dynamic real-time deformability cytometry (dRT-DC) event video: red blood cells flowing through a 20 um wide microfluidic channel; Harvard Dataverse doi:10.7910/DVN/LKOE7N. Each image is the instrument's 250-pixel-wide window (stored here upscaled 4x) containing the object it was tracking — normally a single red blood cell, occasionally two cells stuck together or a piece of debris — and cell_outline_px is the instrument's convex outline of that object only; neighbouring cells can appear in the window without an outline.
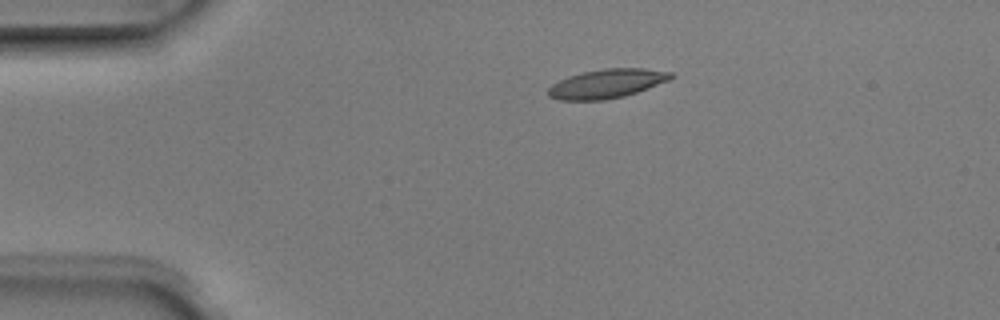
{"species": "Egyptian fruit bat (a non-hibernating species)", "species_latin": "Rousettus aegyptiacus", "temperature_condition": "room temperature", "stored_images_in_passage": 2, "camera_frame_rate_fps": 3000, "um_per_image_px": 0.085, "animal": {"sex": "male"}, "frame": {"image": 1, "passage_image": 1, "time_ms": 0.0, "image_size_px": [1000, 320], "cell_outline_px": [[676, 76], [668, 80], [648, 88], [624, 96], [604, 100], [560, 100], [548, 96], [548, 88], [552, 84], [568, 76], [584, 72], [604, 68], [644, 68], [672, 72]], "centroid_in_image_um": [51.59, 7.1], "position_along_channel_um": 33.4, "area_um2": 20.69}}